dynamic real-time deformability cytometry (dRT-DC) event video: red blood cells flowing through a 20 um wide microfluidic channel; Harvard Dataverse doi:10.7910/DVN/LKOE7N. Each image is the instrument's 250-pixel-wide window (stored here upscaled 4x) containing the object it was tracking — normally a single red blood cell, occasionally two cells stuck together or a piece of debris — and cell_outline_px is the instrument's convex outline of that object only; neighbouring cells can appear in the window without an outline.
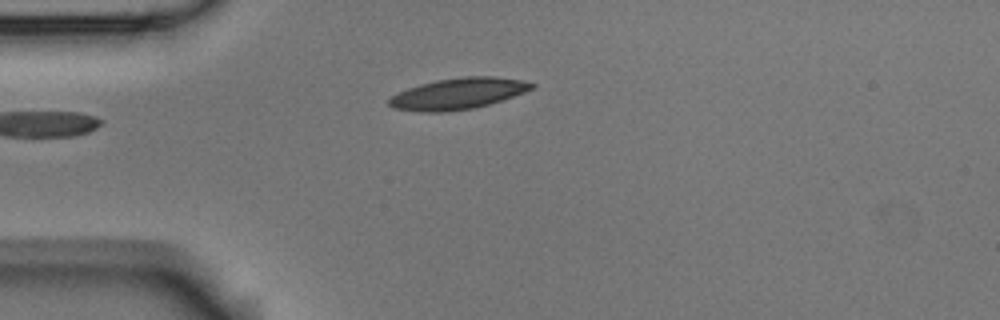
{"species": "Egyptian fruit bat (a non-hibernating species)", "species_latin": "Rousettus aegyptiacus", "temperature_condition": "room temperature", "stored_images_in_passage": 5, "camera_frame_rate_fps": 3000, "um_per_image_px": 0.085, "animal": {"sex": "male"}, "frame": {"image": 1, "passage_image": 5, "time_ms": 4.667, "image_size_px": [1000, 320], "cell_outline_px": [[536, 84], [532, 88], [524, 92], [488, 104], [472, 108], [440, 112], [424, 112], [392, 108], [388, 104], [388, 100], [392, 96], [408, 88], [420, 84], [436, 80], [460, 76], [496, 76], [520, 80]], "centroid_in_image_um": [38.9, 7.95], "position_along_channel_um": 46.1, "area_um2": 25.61}}